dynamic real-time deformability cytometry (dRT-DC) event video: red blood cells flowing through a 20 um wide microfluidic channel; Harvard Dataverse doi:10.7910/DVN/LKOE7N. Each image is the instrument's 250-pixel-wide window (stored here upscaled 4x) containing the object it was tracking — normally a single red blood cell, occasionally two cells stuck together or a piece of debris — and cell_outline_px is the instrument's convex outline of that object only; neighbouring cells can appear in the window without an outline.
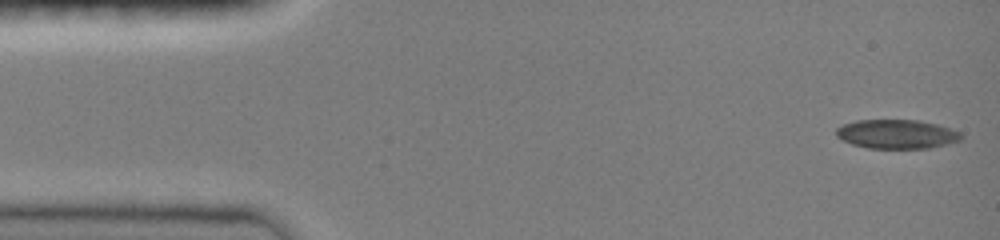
{"species": "common noctule bat (a hibernating species)", "species_latin": "Nyctalus noctula", "temperature_condition": "room temperature", "stored_images_in_passage": 22, "camera_frame_rate_fps": 3000, "um_per_image_px": 0.085, "animal": {"sex": "female", "body_mass_g": 19.0, "forearm_length_mm": 51.5}, "frame": {"image": 1, "passage_image": 1, "time_ms": 0.0, "image_size_px": [1000, 240], "cell_outline_px": [[964, 136], [960, 140], [948, 144], [928, 148], [868, 148], [852, 144], [836, 136], [836, 128], [844, 124], [856, 120], [916, 120], [936, 124], [960, 132]], "centroid_in_image_um": [76.22, 11.4], "position_along_channel_um": 8.8, "area_um2": 21.04}}
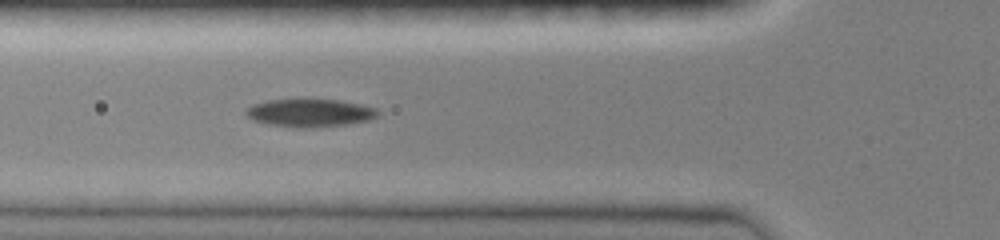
{"frame": {"image": 2, "passage_image": 13, "time_ms": 4.0, "image_size_px": [1000, 240], "cell_outline_px": [[380, 116], [368, 120], [348, 124], [304, 128], [296, 128], [268, 124], [252, 120], [244, 112], [252, 104], [268, 100], [296, 96], [340, 100], [360, 104], [376, 108], [380, 112]], "centroid_in_image_um": [26.32, 9.55], "position_along_channel_um": 99.5, "area_um2": 22.43}}
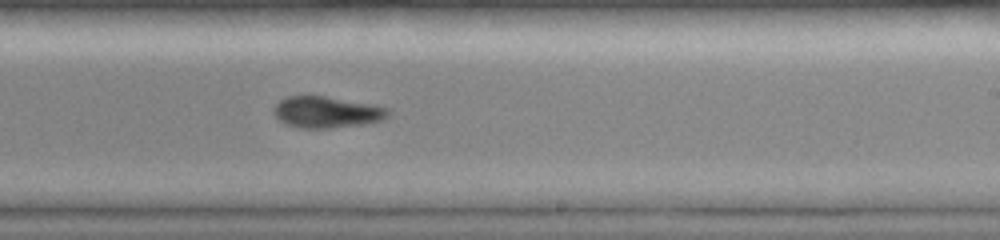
{"frame": {"image": 3, "passage_image": 22, "time_ms": 7.0, "image_size_px": [1000, 240], "cell_outline_px": [[392, 112], [384, 120], [368, 124], [328, 128], [300, 128], [284, 124], [272, 112], [272, 108], [280, 100], [288, 96], [324, 96], [376, 104], [388, 108]], "centroid_in_image_um": [27.82, 9.53], "position_along_channel_um": 261.2, "area_um2": 21.33}}